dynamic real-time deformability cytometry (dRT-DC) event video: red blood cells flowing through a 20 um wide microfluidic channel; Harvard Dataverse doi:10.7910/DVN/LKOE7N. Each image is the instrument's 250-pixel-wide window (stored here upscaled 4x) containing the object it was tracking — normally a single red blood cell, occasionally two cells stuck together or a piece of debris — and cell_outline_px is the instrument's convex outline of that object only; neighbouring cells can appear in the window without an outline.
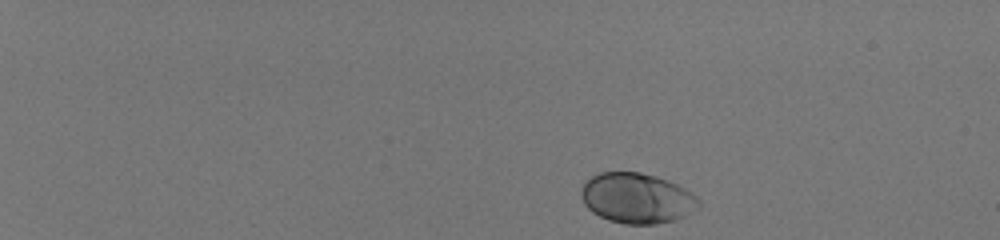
{"species": "human", "species_latin": "Homo sapiens", "temperature_condition": "room temperature", "stored_images_in_passage": 46, "camera_frame_rate_fps": 3000, "um_per_image_px": 0.085, "donor": {"sex": "male"}, "frame": {"image": 1, "passage_image": 1, "time_ms": 0.0, "image_size_px": [1000, 240], "cell_outline_px": [[700, 208], [676, 220], [656, 224], [624, 224], [608, 220], [592, 212], [584, 204], [580, 196], [580, 188], [592, 176], [600, 172], [640, 172], [656, 176], [668, 180], [692, 192], [700, 200]], "centroid_in_image_um": [54.15, 16.85], "position_along_channel_um": 30.9, "area_um2": 34.74}}
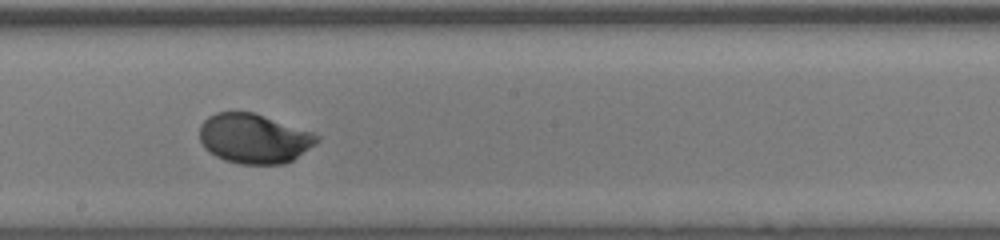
{"frame": {"image": 2, "passage_image": 27, "time_ms": 8.667, "image_size_px": [1000, 240], "cell_outline_px": [[320, 140], [316, 144], [292, 160], [284, 164], [240, 164], [224, 160], [216, 156], [204, 148], [200, 140], [200, 124], [208, 116], [216, 112], [252, 112], [312, 132], [320, 136]], "centroid_in_image_um": [21.58, 11.78], "position_along_channel_um": 226.6, "area_um2": 33.87}}
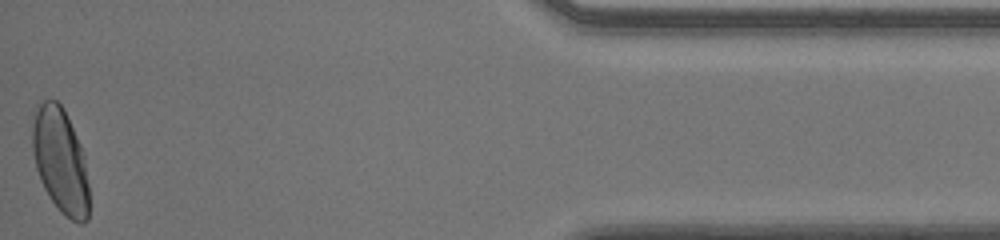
{"frame": {"image": 3, "passage_image": 46, "time_ms": 15.0, "image_size_px": [1000, 240], "cell_outline_px": [[88, 220], [84, 224], [80, 224], [64, 216], [60, 212], [48, 196], [40, 180], [36, 168], [32, 152], [32, 112], [44, 100], [56, 100], [64, 108], [80, 144], [84, 156], [88, 184]], "centroid_in_image_um": [5.11, 13.66], "position_along_channel_um": 430.1, "area_um2": 35.03}, "authors_computed_cell_mechanics": {"area_um2": 33.2928, "velocity_mm_per_s": 4.0472, "shape_relaxation_time_tau1_ms": 2.18, "shape_relaxation_time_tau2_ms": null, "deformation_change_tau1": 0.1313, "deformation_change_tau2": null}}